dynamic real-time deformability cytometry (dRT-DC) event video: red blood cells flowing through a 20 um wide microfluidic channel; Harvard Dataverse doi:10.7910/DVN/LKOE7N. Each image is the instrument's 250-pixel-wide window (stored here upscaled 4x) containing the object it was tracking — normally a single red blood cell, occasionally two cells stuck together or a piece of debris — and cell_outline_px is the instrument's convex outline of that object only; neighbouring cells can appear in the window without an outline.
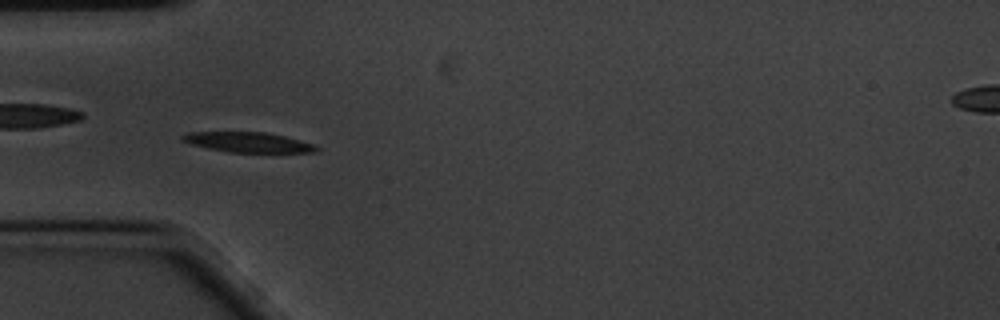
{"species": "common noctule bat (a hibernating species)", "species_latin": "Nyctalus noctula", "temperature_condition": "cold", "stored_images_in_passage": 58, "camera_frame_rate_fps": 3000, "um_per_image_px": 0.085, "animal": {"sex": "male", "body_mass_g": 20.1, "forearm_length_mm": 53.5}, "frame": {"image": 1, "passage_image": 17, "time_ms": 5.333, "image_size_px": [1000, 320], "cell_outline_px": [[320, 148], [316, 152], [228, 152], [208, 148], [192, 144], [180, 140], [180, 136], [188, 132], [264, 132], [284, 136], [312, 144]], "centroid_in_image_um": [21.04, 12.09], "position_along_channel_um": 64.0, "area_um2": 15.49}}
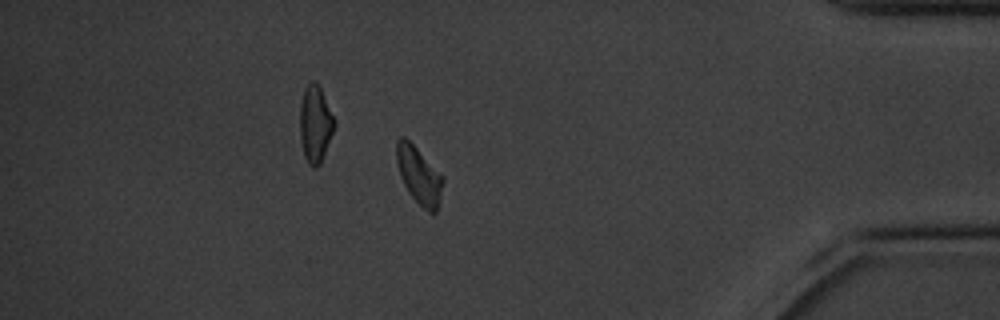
{"frame": {"image": 2, "passage_image": 50, "time_ms": 16.333, "image_size_px": [1000, 320], "cell_outline_px": [[444, 180], [436, 212], [428, 212], [408, 192], [400, 176], [396, 164], [396, 140], [400, 136], [404, 136], [444, 176]], "centroid_in_image_um": [35.59, 14.88], "position_along_channel_um": 399.6, "area_um2": 15.32}}
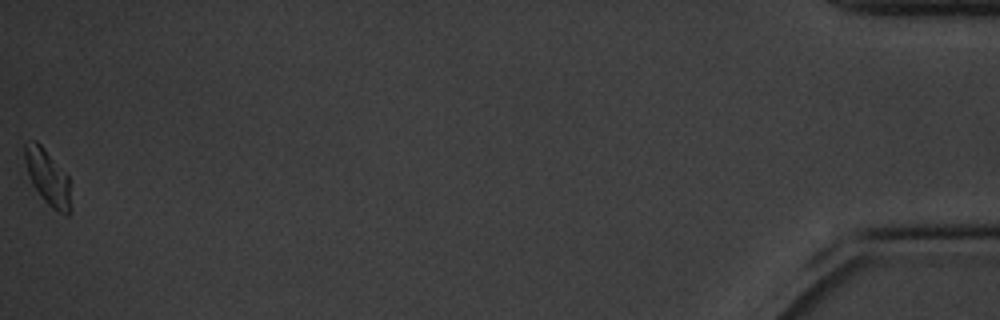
{"frame": {"image": 3, "passage_image": 58, "time_ms": 19.0, "image_size_px": [1000, 320], "cell_outline_px": [[72, 208], [68, 216], [64, 216], [52, 208], [40, 196], [32, 184], [28, 176], [24, 160], [24, 144], [32, 140], [36, 140], [40, 144], [68, 176]], "centroid_in_image_um": [4.06, 15.11], "position_along_channel_um": 431.1, "area_um2": 15.03}, "authors_computed_cell_mechanics": {"area_um2": 15.895, "velocity_mm_per_s": 3.4052, "shape_relaxation_time_tau1_ms": 2.2192, "shape_relaxation_time_tau2_ms": null, "deformation_change_tau1": 0.1004, "deformation_change_tau2": null}}